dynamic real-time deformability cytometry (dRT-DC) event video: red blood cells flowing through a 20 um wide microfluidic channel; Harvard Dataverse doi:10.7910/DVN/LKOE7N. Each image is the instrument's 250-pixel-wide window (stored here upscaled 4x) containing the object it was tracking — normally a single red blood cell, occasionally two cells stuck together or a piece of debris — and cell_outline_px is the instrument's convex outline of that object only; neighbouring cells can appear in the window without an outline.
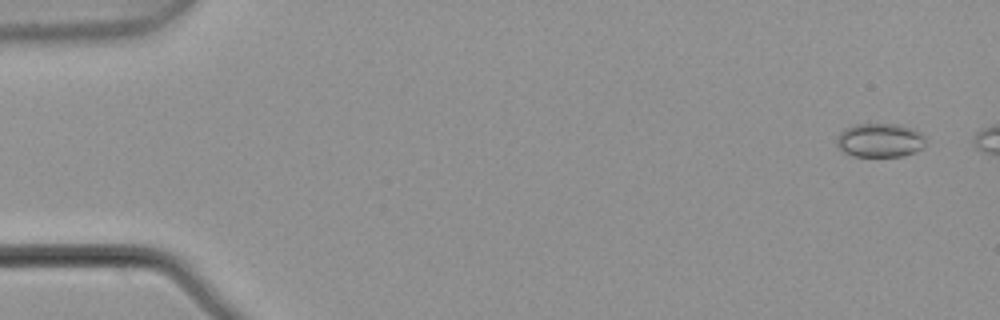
{"species": "common noctule bat (a hibernating species)", "species_latin": "Nyctalus noctula", "temperature_condition": "warm", "stored_images_in_passage": 2, "camera_frame_rate_fps": 3000, "um_per_image_px": 0.085, "animal": {"sex": "male", "body_mass_g": 21.5, "forearm_length_mm": 52.0}, "frame": {"image": 1, "passage_image": 2, "time_ms": 0.333, "image_size_px": [1000, 320], "cell_outline_px": [[924, 144], [920, 148], [904, 156], [852, 156], [844, 152], [836, 144], [836, 136], [844, 128], [856, 124], [896, 124], [912, 128], [920, 132], [924, 136]], "centroid_in_image_um": [74.74, 11.91], "position_along_channel_um": 10.3, "area_um2": 17.51}}